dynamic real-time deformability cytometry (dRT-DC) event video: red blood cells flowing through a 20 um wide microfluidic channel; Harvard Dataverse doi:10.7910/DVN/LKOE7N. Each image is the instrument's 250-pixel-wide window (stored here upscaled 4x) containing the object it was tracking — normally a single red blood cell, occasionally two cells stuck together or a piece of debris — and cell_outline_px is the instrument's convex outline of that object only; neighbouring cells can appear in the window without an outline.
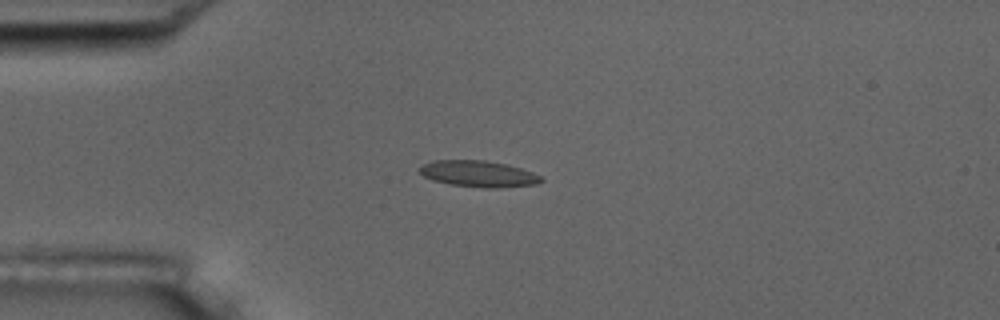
{"species": "common noctule bat (a hibernating species)", "species_latin": "Nyctalus noctula", "temperature_condition": "room temperature", "stored_images_in_passage": 3, "camera_frame_rate_fps": 3000, "um_per_image_px": 0.085, "animal": {"sex": "male", "body_mass_g": 17.5, "forearm_length_mm": 52.3}, "frame": {"image": 1, "passage_image": 2, "time_ms": 1.667, "image_size_px": [1000, 320], "cell_outline_px": [[544, 180], [536, 184], [496, 188], [488, 188], [452, 184], [432, 180], [424, 176], [420, 172], [420, 168], [424, 164], [432, 160], [484, 160], [504, 164], [520, 168], [532, 172], [540, 176]], "centroid_in_image_um": [40.67, 14.77], "position_along_channel_um": 44.3, "area_um2": 18.32}}